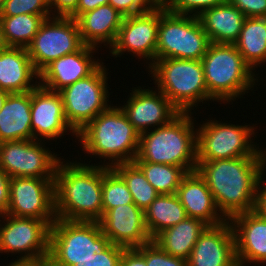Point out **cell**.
<instances>
[{"mask_svg":"<svg viewBox=\"0 0 266 266\" xmlns=\"http://www.w3.org/2000/svg\"><path fill=\"white\" fill-rule=\"evenodd\" d=\"M176 195L190 218L199 219L208 226L227 220L218 213L214 196L197 171L189 172L182 178Z\"/></svg>","mask_w":266,"mask_h":266,"instance_id":"22","label":"cell"},{"mask_svg":"<svg viewBox=\"0 0 266 266\" xmlns=\"http://www.w3.org/2000/svg\"><path fill=\"white\" fill-rule=\"evenodd\" d=\"M0 218L4 223H0L1 246L4 253H19L21 260L37 259L49 253L50 229L54 221L8 214H0Z\"/></svg>","mask_w":266,"mask_h":266,"instance_id":"13","label":"cell"},{"mask_svg":"<svg viewBox=\"0 0 266 266\" xmlns=\"http://www.w3.org/2000/svg\"><path fill=\"white\" fill-rule=\"evenodd\" d=\"M124 17L113 6L106 4L79 15L75 20L85 45L99 48V44H104L110 48L115 42Z\"/></svg>","mask_w":266,"mask_h":266,"instance_id":"24","label":"cell"},{"mask_svg":"<svg viewBox=\"0 0 266 266\" xmlns=\"http://www.w3.org/2000/svg\"><path fill=\"white\" fill-rule=\"evenodd\" d=\"M7 266V265H6ZM8 266H39V258L37 259H17L11 263H9Z\"/></svg>","mask_w":266,"mask_h":266,"instance_id":"47","label":"cell"},{"mask_svg":"<svg viewBox=\"0 0 266 266\" xmlns=\"http://www.w3.org/2000/svg\"><path fill=\"white\" fill-rule=\"evenodd\" d=\"M263 179L261 177L259 182L254 211L266 220V182Z\"/></svg>","mask_w":266,"mask_h":266,"instance_id":"43","label":"cell"},{"mask_svg":"<svg viewBox=\"0 0 266 266\" xmlns=\"http://www.w3.org/2000/svg\"><path fill=\"white\" fill-rule=\"evenodd\" d=\"M85 154L109 160L103 166L133 162L138 153L140 134L118 106H110L98 114L81 131L77 139Z\"/></svg>","mask_w":266,"mask_h":266,"instance_id":"3","label":"cell"},{"mask_svg":"<svg viewBox=\"0 0 266 266\" xmlns=\"http://www.w3.org/2000/svg\"><path fill=\"white\" fill-rule=\"evenodd\" d=\"M125 247L111 244L104 252L79 261V264L73 266H120L121 257Z\"/></svg>","mask_w":266,"mask_h":266,"instance_id":"37","label":"cell"},{"mask_svg":"<svg viewBox=\"0 0 266 266\" xmlns=\"http://www.w3.org/2000/svg\"><path fill=\"white\" fill-rule=\"evenodd\" d=\"M0 222H2V221L0 220ZM0 253H3L2 246H1V233H0Z\"/></svg>","mask_w":266,"mask_h":266,"instance_id":"52","label":"cell"},{"mask_svg":"<svg viewBox=\"0 0 266 266\" xmlns=\"http://www.w3.org/2000/svg\"><path fill=\"white\" fill-rule=\"evenodd\" d=\"M234 45L253 71L265 63L266 17H246Z\"/></svg>","mask_w":266,"mask_h":266,"instance_id":"29","label":"cell"},{"mask_svg":"<svg viewBox=\"0 0 266 266\" xmlns=\"http://www.w3.org/2000/svg\"><path fill=\"white\" fill-rule=\"evenodd\" d=\"M210 43L198 16L175 14L164 6L159 8L156 60H201Z\"/></svg>","mask_w":266,"mask_h":266,"instance_id":"7","label":"cell"},{"mask_svg":"<svg viewBox=\"0 0 266 266\" xmlns=\"http://www.w3.org/2000/svg\"><path fill=\"white\" fill-rule=\"evenodd\" d=\"M191 115L180 113L170 123L141 133L133 162L178 166L187 173L196 171L197 128Z\"/></svg>","mask_w":266,"mask_h":266,"instance_id":"4","label":"cell"},{"mask_svg":"<svg viewBox=\"0 0 266 266\" xmlns=\"http://www.w3.org/2000/svg\"><path fill=\"white\" fill-rule=\"evenodd\" d=\"M159 26V8L131 16H125L118 30L110 53L115 58L124 52L146 59L149 66L156 61V45ZM136 54V55H135Z\"/></svg>","mask_w":266,"mask_h":266,"instance_id":"15","label":"cell"},{"mask_svg":"<svg viewBox=\"0 0 266 266\" xmlns=\"http://www.w3.org/2000/svg\"><path fill=\"white\" fill-rule=\"evenodd\" d=\"M120 266H146L143 256L135 249H125Z\"/></svg>","mask_w":266,"mask_h":266,"instance_id":"42","label":"cell"},{"mask_svg":"<svg viewBox=\"0 0 266 266\" xmlns=\"http://www.w3.org/2000/svg\"><path fill=\"white\" fill-rule=\"evenodd\" d=\"M41 141L44 142L45 140L32 139L1 142L0 168L10 178L55 179L56 169L61 158L57 157L58 154L46 148Z\"/></svg>","mask_w":266,"mask_h":266,"instance_id":"11","label":"cell"},{"mask_svg":"<svg viewBox=\"0 0 266 266\" xmlns=\"http://www.w3.org/2000/svg\"><path fill=\"white\" fill-rule=\"evenodd\" d=\"M103 64L88 77L59 91L66 121L76 133L111 106L107 104L109 101L108 73Z\"/></svg>","mask_w":266,"mask_h":266,"instance_id":"10","label":"cell"},{"mask_svg":"<svg viewBox=\"0 0 266 266\" xmlns=\"http://www.w3.org/2000/svg\"><path fill=\"white\" fill-rule=\"evenodd\" d=\"M145 224L152 240L162 231L185 220V208L175 194H159L144 210Z\"/></svg>","mask_w":266,"mask_h":266,"instance_id":"28","label":"cell"},{"mask_svg":"<svg viewBox=\"0 0 266 266\" xmlns=\"http://www.w3.org/2000/svg\"><path fill=\"white\" fill-rule=\"evenodd\" d=\"M83 45L75 19L50 17L41 24L27 51L34 69L40 73L52 61L78 51Z\"/></svg>","mask_w":266,"mask_h":266,"instance_id":"12","label":"cell"},{"mask_svg":"<svg viewBox=\"0 0 266 266\" xmlns=\"http://www.w3.org/2000/svg\"><path fill=\"white\" fill-rule=\"evenodd\" d=\"M208 225L187 217L178 224L160 232L152 241L169 255L188 260L201 233Z\"/></svg>","mask_w":266,"mask_h":266,"instance_id":"27","label":"cell"},{"mask_svg":"<svg viewBox=\"0 0 266 266\" xmlns=\"http://www.w3.org/2000/svg\"><path fill=\"white\" fill-rule=\"evenodd\" d=\"M236 247L238 266L266 263V220L254 210L230 219Z\"/></svg>","mask_w":266,"mask_h":266,"instance_id":"21","label":"cell"},{"mask_svg":"<svg viewBox=\"0 0 266 266\" xmlns=\"http://www.w3.org/2000/svg\"><path fill=\"white\" fill-rule=\"evenodd\" d=\"M54 180L35 177L10 178V202L4 214L55 221Z\"/></svg>","mask_w":266,"mask_h":266,"instance_id":"14","label":"cell"},{"mask_svg":"<svg viewBox=\"0 0 266 266\" xmlns=\"http://www.w3.org/2000/svg\"><path fill=\"white\" fill-rule=\"evenodd\" d=\"M10 177L0 168V214H4L10 202Z\"/></svg>","mask_w":266,"mask_h":266,"instance_id":"40","label":"cell"},{"mask_svg":"<svg viewBox=\"0 0 266 266\" xmlns=\"http://www.w3.org/2000/svg\"><path fill=\"white\" fill-rule=\"evenodd\" d=\"M134 163L159 194H175L182 178L187 174L178 166L151 162Z\"/></svg>","mask_w":266,"mask_h":266,"instance_id":"32","label":"cell"},{"mask_svg":"<svg viewBox=\"0 0 266 266\" xmlns=\"http://www.w3.org/2000/svg\"><path fill=\"white\" fill-rule=\"evenodd\" d=\"M3 8H4V0H0V15H1Z\"/></svg>","mask_w":266,"mask_h":266,"instance_id":"51","label":"cell"},{"mask_svg":"<svg viewBox=\"0 0 266 266\" xmlns=\"http://www.w3.org/2000/svg\"><path fill=\"white\" fill-rule=\"evenodd\" d=\"M32 140L31 91L12 93L0 110V143Z\"/></svg>","mask_w":266,"mask_h":266,"instance_id":"26","label":"cell"},{"mask_svg":"<svg viewBox=\"0 0 266 266\" xmlns=\"http://www.w3.org/2000/svg\"><path fill=\"white\" fill-rule=\"evenodd\" d=\"M19 14L52 15L49 0H4V8L0 16Z\"/></svg>","mask_w":266,"mask_h":266,"instance_id":"34","label":"cell"},{"mask_svg":"<svg viewBox=\"0 0 266 266\" xmlns=\"http://www.w3.org/2000/svg\"><path fill=\"white\" fill-rule=\"evenodd\" d=\"M31 129L34 140H54L68 130L77 138V133L66 121L61 94L39 83L31 91Z\"/></svg>","mask_w":266,"mask_h":266,"instance_id":"17","label":"cell"},{"mask_svg":"<svg viewBox=\"0 0 266 266\" xmlns=\"http://www.w3.org/2000/svg\"><path fill=\"white\" fill-rule=\"evenodd\" d=\"M62 160L54 180L56 218L98 222L103 216V165Z\"/></svg>","mask_w":266,"mask_h":266,"instance_id":"2","label":"cell"},{"mask_svg":"<svg viewBox=\"0 0 266 266\" xmlns=\"http://www.w3.org/2000/svg\"><path fill=\"white\" fill-rule=\"evenodd\" d=\"M246 17H266V0H227Z\"/></svg>","mask_w":266,"mask_h":266,"instance_id":"38","label":"cell"},{"mask_svg":"<svg viewBox=\"0 0 266 266\" xmlns=\"http://www.w3.org/2000/svg\"><path fill=\"white\" fill-rule=\"evenodd\" d=\"M135 249L143 256L146 266H188L186 260L169 255L153 241Z\"/></svg>","mask_w":266,"mask_h":266,"instance_id":"35","label":"cell"},{"mask_svg":"<svg viewBox=\"0 0 266 266\" xmlns=\"http://www.w3.org/2000/svg\"><path fill=\"white\" fill-rule=\"evenodd\" d=\"M102 233L116 245L133 249L152 241L145 224L144 210L135 203L109 209L98 221Z\"/></svg>","mask_w":266,"mask_h":266,"instance_id":"18","label":"cell"},{"mask_svg":"<svg viewBox=\"0 0 266 266\" xmlns=\"http://www.w3.org/2000/svg\"><path fill=\"white\" fill-rule=\"evenodd\" d=\"M109 0H79L76 11L70 16V18L76 19L79 15L95 8L108 4Z\"/></svg>","mask_w":266,"mask_h":266,"instance_id":"44","label":"cell"},{"mask_svg":"<svg viewBox=\"0 0 266 266\" xmlns=\"http://www.w3.org/2000/svg\"><path fill=\"white\" fill-rule=\"evenodd\" d=\"M188 266H238L230 220L207 226L187 260Z\"/></svg>","mask_w":266,"mask_h":266,"instance_id":"19","label":"cell"},{"mask_svg":"<svg viewBox=\"0 0 266 266\" xmlns=\"http://www.w3.org/2000/svg\"><path fill=\"white\" fill-rule=\"evenodd\" d=\"M198 18L211 43L234 44L246 16L227 1L204 10Z\"/></svg>","mask_w":266,"mask_h":266,"instance_id":"25","label":"cell"},{"mask_svg":"<svg viewBox=\"0 0 266 266\" xmlns=\"http://www.w3.org/2000/svg\"><path fill=\"white\" fill-rule=\"evenodd\" d=\"M108 4L124 16L133 15V0H109Z\"/></svg>","mask_w":266,"mask_h":266,"instance_id":"45","label":"cell"},{"mask_svg":"<svg viewBox=\"0 0 266 266\" xmlns=\"http://www.w3.org/2000/svg\"><path fill=\"white\" fill-rule=\"evenodd\" d=\"M51 15L19 14L0 16L4 40L8 47L27 48L37 34L41 24Z\"/></svg>","mask_w":266,"mask_h":266,"instance_id":"30","label":"cell"},{"mask_svg":"<svg viewBox=\"0 0 266 266\" xmlns=\"http://www.w3.org/2000/svg\"><path fill=\"white\" fill-rule=\"evenodd\" d=\"M95 49L84 44L78 51L52 61L39 73V84L59 92L76 81L88 77L103 63L98 61L99 59L97 61L94 59Z\"/></svg>","mask_w":266,"mask_h":266,"instance_id":"20","label":"cell"},{"mask_svg":"<svg viewBox=\"0 0 266 266\" xmlns=\"http://www.w3.org/2000/svg\"><path fill=\"white\" fill-rule=\"evenodd\" d=\"M148 70L158 85L154 89L160 90L181 113H191L200 102L214 101L208 94L201 60L158 59Z\"/></svg>","mask_w":266,"mask_h":266,"instance_id":"6","label":"cell"},{"mask_svg":"<svg viewBox=\"0 0 266 266\" xmlns=\"http://www.w3.org/2000/svg\"><path fill=\"white\" fill-rule=\"evenodd\" d=\"M196 171L212 192L219 213L227 220L254 210L262 177L258 156L197 161Z\"/></svg>","mask_w":266,"mask_h":266,"instance_id":"1","label":"cell"},{"mask_svg":"<svg viewBox=\"0 0 266 266\" xmlns=\"http://www.w3.org/2000/svg\"><path fill=\"white\" fill-rule=\"evenodd\" d=\"M39 266H63L49 253L39 257Z\"/></svg>","mask_w":266,"mask_h":266,"instance_id":"46","label":"cell"},{"mask_svg":"<svg viewBox=\"0 0 266 266\" xmlns=\"http://www.w3.org/2000/svg\"><path fill=\"white\" fill-rule=\"evenodd\" d=\"M9 94L10 93L0 89V110L2 109L4 103H5L6 99H7V96Z\"/></svg>","mask_w":266,"mask_h":266,"instance_id":"50","label":"cell"},{"mask_svg":"<svg viewBox=\"0 0 266 266\" xmlns=\"http://www.w3.org/2000/svg\"><path fill=\"white\" fill-rule=\"evenodd\" d=\"M112 169L124 180L138 208L145 210L159 195L134 162L120 163Z\"/></svg>","mask_w":266,"mask_h":266,"instance_id":"31","label":"cell"},{"mask_svg":"<svg viewBox=\"0 0 266 266\" xmlns=\"http://www.w3.org/2000/svg\"><path fill=\"white\" fill-rule=\"evenodd\" d=\"M7 44L4 40V36H3V27H2V23L0 20V51L4 50L5 48H7Z\"/></svg>","mask_w":266,"mask_h":266,"instance_id":"49","label":"cell"},{"mask_svg":"<svg viewBox=\"0 0 266 266\" xmlns=\"http://www.w3.org/2000/svg\"><path fill=\"white\" fill-rule=\"evenodd\" d=\"M227 2V0H165L164 7L167 11L199 16L204 10Z\"/></svg>","mask_w":266,"mask_h":266,"instance_id":"36","label":"cell"},{"mask_svg":"<svg viewBox=\"0 0 266 266\" xmlns=\"http://www.w3.org/2000/svg\"><path fill=\"white\" fill-rule=\"evenodd\" d=\"M137 88L119 107L139 134L166 125L181 113L160 90Z\"/></svg>","mask_w":266,"mask_h":266,"instance_id":"16","label":"cell"},{"mask_svg":"<svg viewBox=\"0 0 266 266\" xmlns=\"http://www.w3.org/2000/svg\"><path fill=\"white\" fill-rule=\"evenodd\" d=\"M112 242L102 233L97 221H72L57 218L51 225L49 254L63 266L104 252Z\"/></svg>","mask_w":266,"mask_h":266,"instance_id":"8","label":"cell"},{"mask_svg":"<svg viewBox=\"0 0 266 266\" xmlns=\"http://www.w3.org/2000/svg\"><path fill=\"white\" fill-rule=\"evenodd\" d=\"M254 126L207 120L197 128V161L258 156ZM252 136V137H251Z\"/></svg>","mask_w":266,"mask_h":266,"instance_id":"9","label":"cell"},{"mask_svg":"<svg viewBox=\"0 0 266 266\" xmlns=\"http://www.w3.org/2000/svg\"><path fill=\"white\" fill-rule=\"evenodd\" d=\"M130 203H134V200L124 180L112 168L103 166V214L109 209Z\"/></svg>","mask_w":266,"mask_h":266,"instance_id":"33","label":"cell"},{"mask_svg":"<svg viewBox=\"0 0 266 266\" xmlns=\"http://www.w3.org/2000/svg\"><path fill=\"white\" fill-rule=\"evenodd\" d=\"M27 48L7 47L0 51V89L10 94L32 91L39 83Z\"/></svg>","mask_w":266,"mask_h":266,"instance_id":"23","label":"cell"},{"mask_svg":"<svg viewBox=\"0 0 266 266\" xmlns=\"http://www.w3.org/2000/svg\"><path fill=\"white\" fill-rule=\"evenodd\" d=\"M165 0H133V15L148 13L164 6Z\"/></svg>","mask_w":266,"mask_h":266,"instance_id":"41","label":"cell"},{"mask_svg":"<svg viewBox=\"0 0 266 266\" xmlns=\"http://www.w3.org/2000/svg\"><path fill=\"white\" fill-rule=\"evenodd\" d=\"M201 62L208 94L217 102L227 104L241 98L258 82V74H254L256 71L244 61L234 44L210 43Z\"/></svg>","mask_w":266,"mask_h":266,"instance_id":"5","label":"cell"},{"mask_svg":"<svg viewBox=\"0 0 266 266\" xmlns=\"http://www.w3.org/2000/svg\"><path fill=\"white\" fill-rule=\"evenodd\" d=\"M78 2L79 0H49L52 17H70L76 11Z\"/></svg>","mask_w":266,"mask_h":266,"instance_id":"39","label":"cell"},{"mask_svg":"<svg viewBox=\"0 0 266 266\" xmlns=\"http://www.w3.org/2000/svg\"><path fill=\"white\" fill-rule=\"evenodd\" d=\"M258 148V159H259V164H260V172H261V176L265 178L264 175L265 174V171H266V149H263L261 150V148H259V146L257 147ZM264 172V173H263Z\"/></svg>","mask_w":266,"mask_h":266,"instance_id":"48","label":"cell"}]
</instances>
